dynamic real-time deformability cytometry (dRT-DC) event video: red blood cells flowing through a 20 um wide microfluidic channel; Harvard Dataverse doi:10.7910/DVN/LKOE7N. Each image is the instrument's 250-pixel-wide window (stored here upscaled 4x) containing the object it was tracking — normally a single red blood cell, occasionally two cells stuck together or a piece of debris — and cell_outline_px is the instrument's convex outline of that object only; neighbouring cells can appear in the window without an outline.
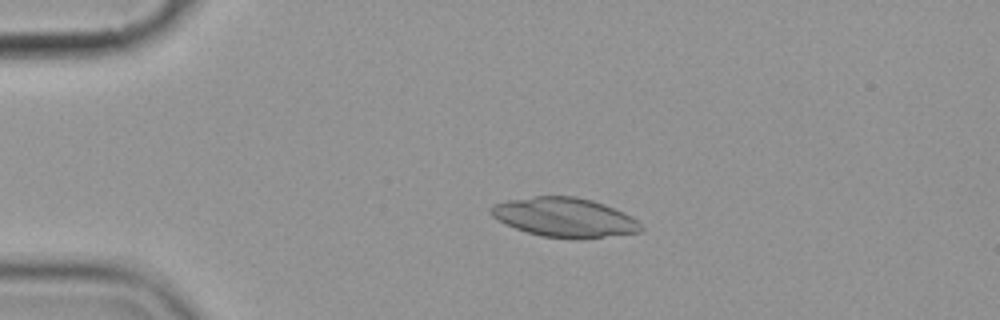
{"species": "common noctule bat (a hibernating species)", "species_latin": "Nyctalus noctula", "temperature_condition": "cold", "stored_images_in_passage": 4, "camera_frame_rate_fps": 3000, "um_per_image_px": 0.085, "animal": {"sex": "female", "body_mass_g": 19.9}, "frame": {"image": 1, "passage_image": 3, "time_ms": 2.333, "image_size_px": [1000, 320], "cell_outline_px": [[644, 228], [640, 232], [584, 240], [572, 240], [540, 236], [504, 224], [492, 216], [488, 208], [492, 204], [508, 200], [536, 196], [576, 196], [592, 200], [604, 204], [636, 220]], "centroid_in_image_um": [47.95, 18.5], "position_along_channel_um": 37.0, "area_um2": 34.62}}